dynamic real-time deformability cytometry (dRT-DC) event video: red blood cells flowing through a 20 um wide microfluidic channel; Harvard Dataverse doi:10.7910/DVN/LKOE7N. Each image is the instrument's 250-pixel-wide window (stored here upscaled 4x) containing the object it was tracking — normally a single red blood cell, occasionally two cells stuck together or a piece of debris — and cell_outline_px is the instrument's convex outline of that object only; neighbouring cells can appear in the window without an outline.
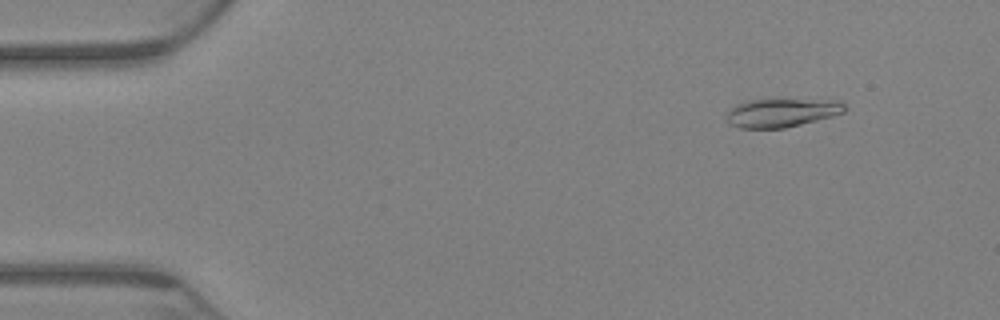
{"species": "Egyptian fruit bat (a non-hibernating species)", "species_latin": "Rousettus aegyptiacus", "temperature_condition": "warm", "stored_images_in_passage": 70, "camera_frame_rate_fps": 3000, "um_per_image_px": 0.085, "animal": {"sex": "female"}, "frame": {"image": 1, "passage_image": 8, "time_ms": 2.333, "image_size_px": [1000, 320], "cell_outline_px": [[844, 112], [832, 116], [784, 128], [740, 128], [728, 124], [728, 112], [736, 104], [748, 100], [840, 100], [844, 104]], "centroid_in_image_um": [66.43, 9.58], "position_along_channel_um": 18.6, "area_um2": 19.31}}
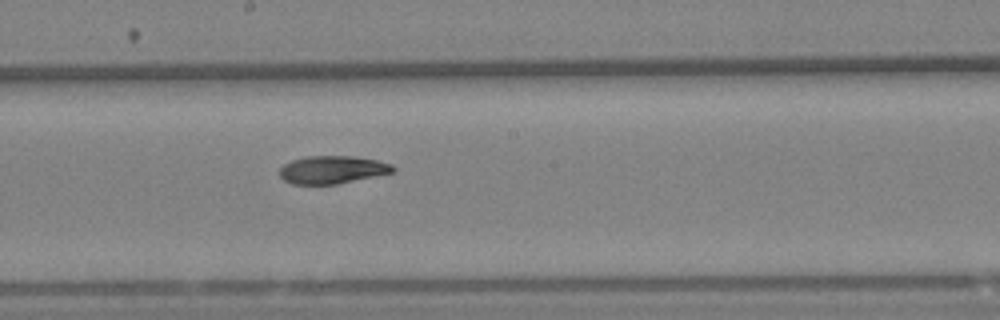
{"frame": {"image": 2, "passage_image": 39, "time_ms": 12.667, "image_size_px": [1000, 320], "cell_outline_px": [[396, 168], [392, 172], [336, 184], [292, 184], [284, 180], [280, 176], [280, 168], [284, 164], [292, 160], [304, 156], [352, 156], [376, 160], [392, 164]], "centroid_in_image_um": [28.21, 14.42], "position_along_channel_um": 220.0, "area_um2": 18.21}}
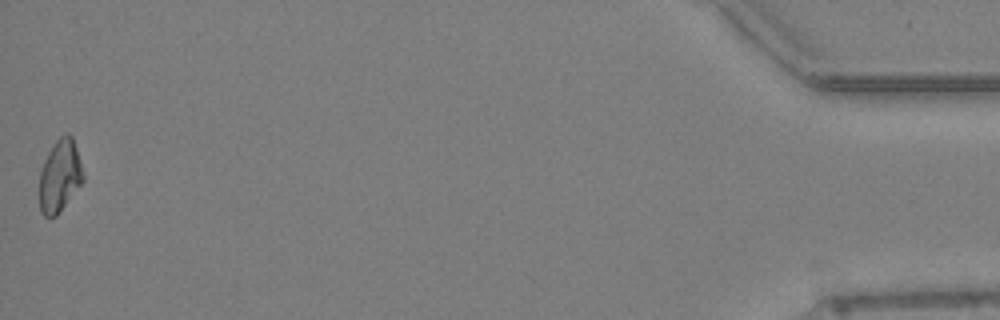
{"frame": {"image": 3, "passage_image": 70, "time_ms": 23.0, "image_size_px": [1000, 320], "cell_outline_px": [[84, 180], [56, 216], [44, 216], [40, 212], [36, 192], [40, 172], [44, 160], [48, 152], [56, 140], [64, 132], [68, 132], [72, 136], [84, 172]], "centroid_in_image_um": [5.03, 14.96], "position_along_channel_um": 430.2, "area_um2": 18.9}, "authors_computed_cell_mechanics": {"area_um2": 19.1607, "velocity_mm_per_s": 2.9416, "shape_relaxation_time_tau1_ms": null, "shape_relaxation_time_tau2_ms": 9.4388, "deformation_change_tau1": null, "deformation_change_tau2": 0.1245}}